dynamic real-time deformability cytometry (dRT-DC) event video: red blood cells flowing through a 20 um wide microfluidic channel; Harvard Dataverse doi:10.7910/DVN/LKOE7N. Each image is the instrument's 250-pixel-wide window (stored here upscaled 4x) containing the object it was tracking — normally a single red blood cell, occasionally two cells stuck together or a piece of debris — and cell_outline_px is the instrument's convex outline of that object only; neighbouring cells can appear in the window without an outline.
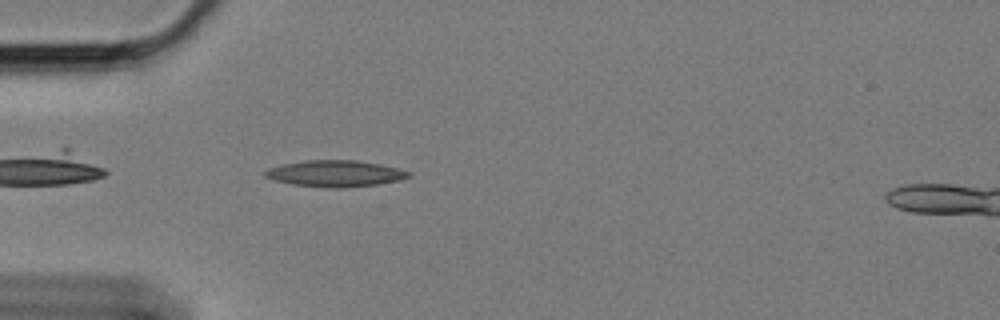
{"species": "Egyptian fruit bat (a non-hibernating species)", "species_latin": "Rousettus aegyptiacus", "temperature_condition": "cold", "stored_images_in_passage": 18, "camera_frame_rate_fps": 3000, "um_per_image_px": 0.085, "animal": {"sex": "female"}, "frame": {"image": 1, "passage_image": 3, "time_ms": 0.667, "image_size_px": [1000, 320], "cell_outline_px": [[412, 176], [400, 180], [376, 184], [340, 188], [332, 188], [292, 184], [276, 180], [264, 176], [264, 172], [268, 168], [284, 164], [308, 160], [356, 160], [380, 164], [412, 172]], "centroid_in_image_um": [28.52, 14.75], "position_along_channel_um": 56.5, "area_um2": 21.85}}
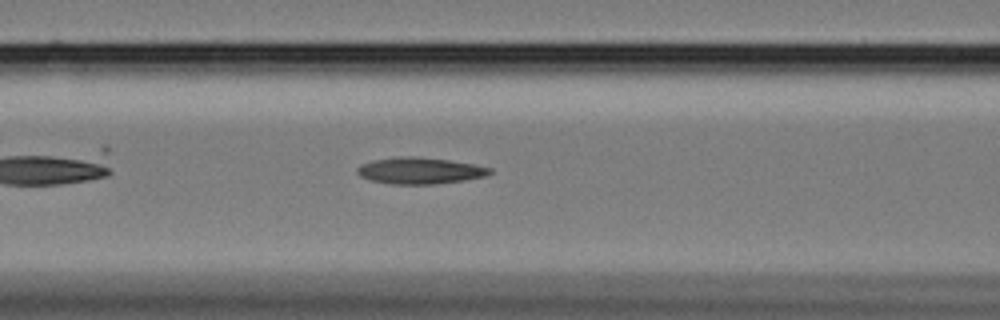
{"frame": {"image": 2, "passage_image": 10, "time_ms": 3.0, "image_size_px": [1000, 320], "cell_outline_px": [[492, 172], [484, 176], [464, 180], [432, 184], [392, 184], [372, 180], [360, 176], [356, 172], [356, 168], [360, 164], [372, 160], [396, 156], [416, 156], [448, 160], [476, 164], [492, 168]], "centroid_in_image_um": [35.66, 14.49], "position_along_channel_um": 130.9, "area_um2": 20.52}}
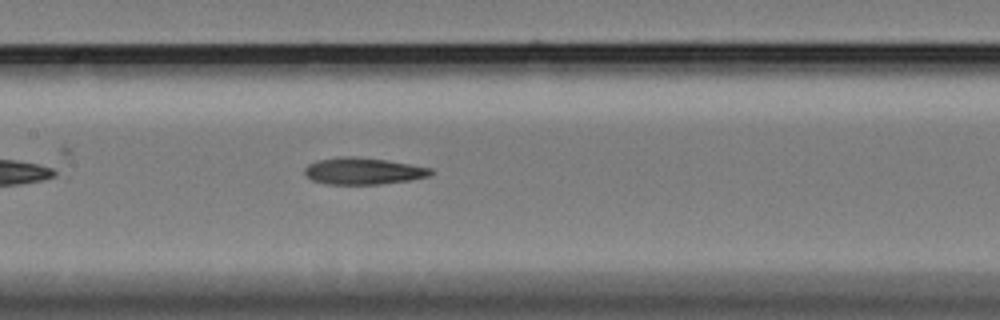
{"frame": {"image": 3, "passage_image": 14, "time_ms": 4.333, "image_size_px": [1000, 320], "cell_outline_px": [[432, 172], [428, 176], [408, 180], [380, 184], [324, 184], [312, 180], [304, 172], [304, 168], [308, 164], [316, 160], [340, 156], [356, 156], [384, 160], [432, 168]], "centroid_in_image_um": [30.8, 14.53], "position_along_channel_um": 176.6, "area_um2": 19.54}}